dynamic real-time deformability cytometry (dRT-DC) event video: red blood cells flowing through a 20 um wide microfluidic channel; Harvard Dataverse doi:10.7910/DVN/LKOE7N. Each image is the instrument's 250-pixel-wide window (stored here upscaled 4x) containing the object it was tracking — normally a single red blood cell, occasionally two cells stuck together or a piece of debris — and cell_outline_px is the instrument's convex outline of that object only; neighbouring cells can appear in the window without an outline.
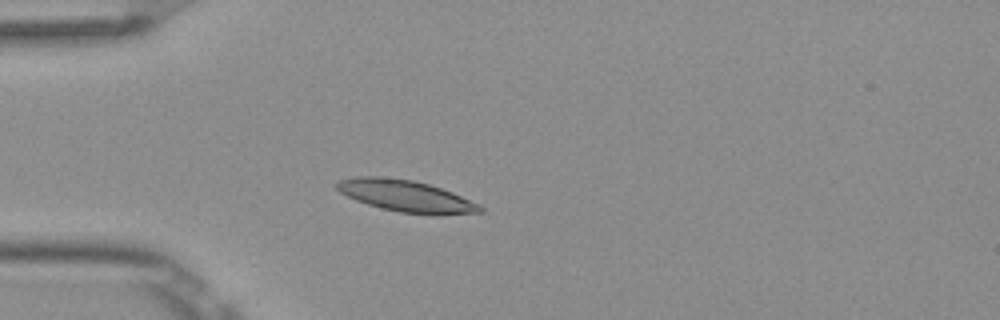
{"species": "Egyptian fruit bat (a non-hibernating species)", "species_latin": "Rousettus aegyptiacus", "temperature_condition": "room temperature", "stored_images_in_passage": 4, "camera_frame_rate_fps": 3000, "um_per_image_px": 0.085, "frame": {"image": 1, "passage_image": 3, "time_ms": 0.667, "image_size_px": [1000, 320], "cell_outline_px": [[484, 212], [432, 216], [400, 212], [368, 204], [356, 200], [340, 192], [332, 184], [336, 180], [356, 176], [380, 176], [412, 180], [428, 184], [452, 192], [480, 204], [484, 208]], "centroid_in_image_um": [34.51, 16.66], "position_along_channel_um": 50.5, "area_um2": 26.7}}